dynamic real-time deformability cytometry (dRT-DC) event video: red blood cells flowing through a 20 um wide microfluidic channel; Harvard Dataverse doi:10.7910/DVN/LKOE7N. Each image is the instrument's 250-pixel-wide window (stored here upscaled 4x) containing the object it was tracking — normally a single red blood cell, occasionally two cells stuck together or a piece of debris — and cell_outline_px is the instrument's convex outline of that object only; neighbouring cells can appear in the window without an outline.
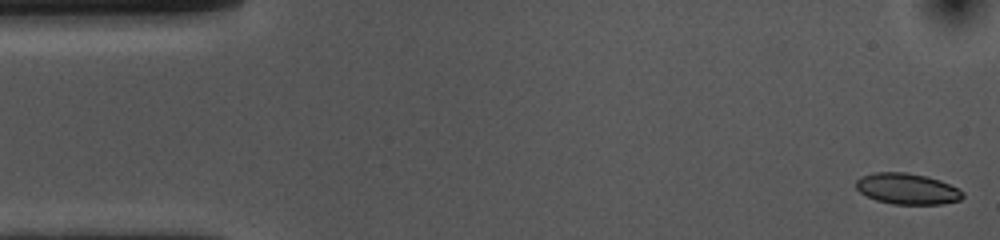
{"species": "common noctule bat (a hibernating species)", "species_latin": "Nyctalus noctula", "temperature_condition": "cold", "stored_images_in_passage": 12, "camera_frame_rate_fps": 3000, "um_per_image_px": 0.085, "animal": {"sex": "female", "body_mass_g": 10.0, "forearm_length_mm": 53.1}, "frame": {"image": 1, "passage_image": 1, "time_ms": 0.0, "image_size_px": [1000, 240], "cell_outline_px": [[964, 196], [960, 200], [940, 204], [892, 204], [876, 200], [860, 192], [856, 188], [856, 180], [860, 176], [876, 172], [904, 172], [928, 176], [940, 180], [964, 192]], "centroid_in_image_um": [77.1, 16.04], "position_along_channel_um": 7.9, "area_um2": 19.25}}